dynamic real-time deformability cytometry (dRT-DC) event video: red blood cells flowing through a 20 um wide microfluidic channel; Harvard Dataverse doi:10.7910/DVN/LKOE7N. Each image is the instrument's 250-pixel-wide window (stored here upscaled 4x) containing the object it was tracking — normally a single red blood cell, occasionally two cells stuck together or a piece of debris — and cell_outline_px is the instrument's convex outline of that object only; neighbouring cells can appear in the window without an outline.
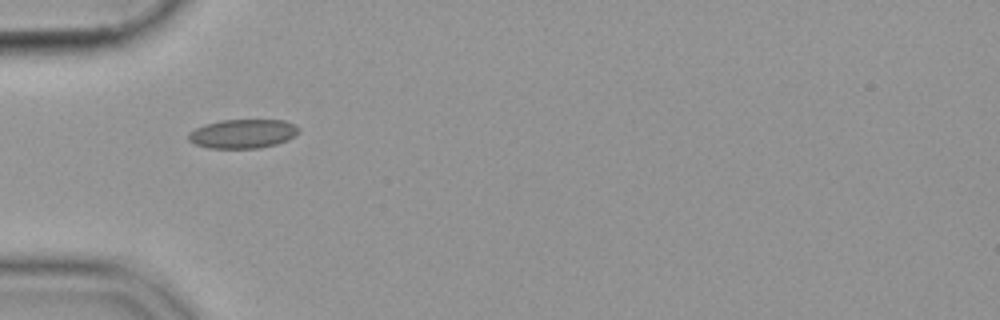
{"species": "common noctule bat (a hibernating species)", "species_latin": "Nyctalus noctula", "temperature_condition": "cold", "stored_images_in_passage": 38, "camera_frame_rate_fps": 3000, "um_per_image_px": 0.085, "animal": {"sex": "female", "body_mass_g": 19.9}, "frame": {"image": 1, "passage_image": 1, "time_ms": 0.0, "image_size_px": [1000, 320], "cell_outline_px": [[300, 132], [288, 140], [276, 144], [260, 148], [208, 148], [196, 144], [188, 140], [188, 132], [204, 124], [220, 120], [284, 120], [296, 124], [300, 128]], "centroid_in_image_um": [20.66, 11.36], "position_along_channel_um": 64.3, "area_um2": 18.84}}
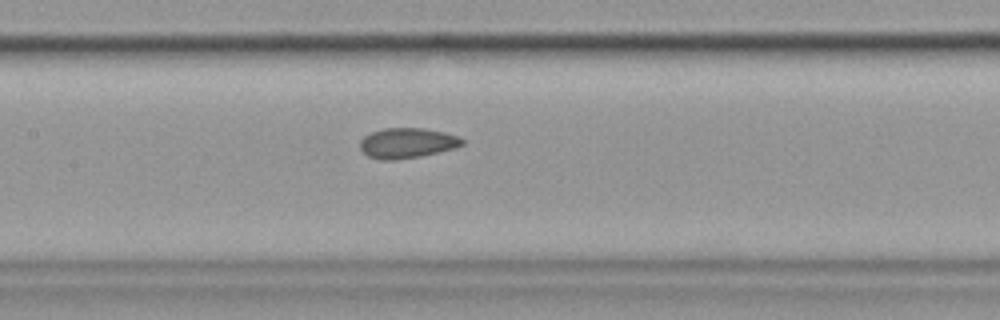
{"frame": {"image": 2, "passage_image": 10, "time_ms": 3.0, "image_size_px": [1000, 320], "cell_outline_px": [[464, 144], [456, 148], [420, 156], [396, 160], [380, 160], [368, 156], [360, 148], [360, 140], [364, 136], [372, 132], [384, 128], [424, 128], [444, 132], [460, 136], [464, 140]], "centroid_in_image_um": [34.63, 12.16], "position_along_channel_um": 172.8, "area_um2": 18.09}}
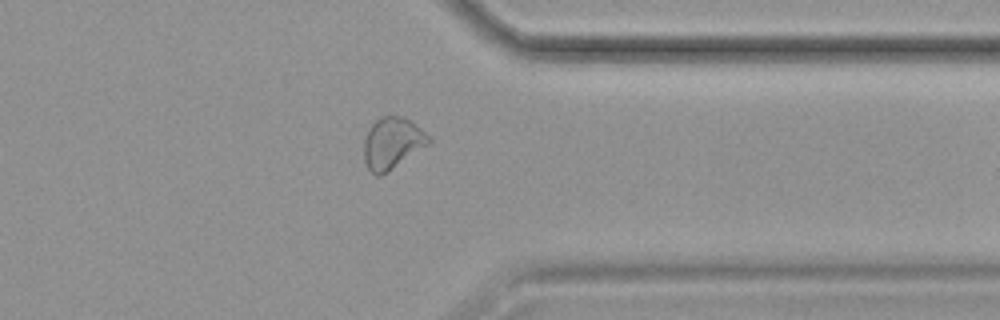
{"frame": {"image": 3, "passage_image": 27, "time_ms": 8.667, "image_size_px": [1000, 320], "cell_outline_px": [[432, 144], [388, 172], [380, 176], [376, 176], [368, 168], [364, 160], [364, 140], [368, 128], [380, 116], [404, 116], [420, 128], [432, 140]], "centroid_in_image_um": [33.36, 12.18], "position_along_channel_um": 378.0, "area_um2": 19.77}}